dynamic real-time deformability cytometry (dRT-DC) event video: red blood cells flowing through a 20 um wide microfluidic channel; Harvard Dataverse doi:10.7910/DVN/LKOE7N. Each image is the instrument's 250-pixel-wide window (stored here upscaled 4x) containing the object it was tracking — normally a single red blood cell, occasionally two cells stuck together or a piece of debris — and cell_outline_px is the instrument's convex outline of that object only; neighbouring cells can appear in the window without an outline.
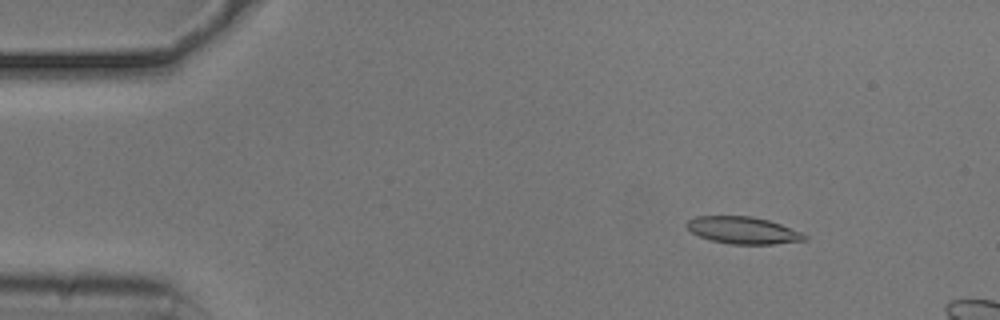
{"species": "common noctule bat (a hibernating species)", "species_latin": "Nyctalus noctula", "temperature_condition": "cold", "stored_images_in_passage": 14, "camera_frame_rate_fps": 3000, "um_per_image_px": 0.085, "animal": {"sex": "male", "body_mass_g": 20.5, "forearm_length_mm": 52.5}, "frame": {"image": 1, "passage_image": 7, "time_ms": 2.0, "image_size_px": [1000, 320], "cell_outline_px": [[808, 240], [772, 244], [732, 244], [712, 240], [700, 236], [692, 232], [684, 224], [688, 220], [696, 216], [752, 216], [768, 220], [780, 224], [800, 232], [808, 236]], "centroid_in_image_um": [63.16, 19.57], "position_along_channel_um": 21.8, "area_um2": 18.44}}